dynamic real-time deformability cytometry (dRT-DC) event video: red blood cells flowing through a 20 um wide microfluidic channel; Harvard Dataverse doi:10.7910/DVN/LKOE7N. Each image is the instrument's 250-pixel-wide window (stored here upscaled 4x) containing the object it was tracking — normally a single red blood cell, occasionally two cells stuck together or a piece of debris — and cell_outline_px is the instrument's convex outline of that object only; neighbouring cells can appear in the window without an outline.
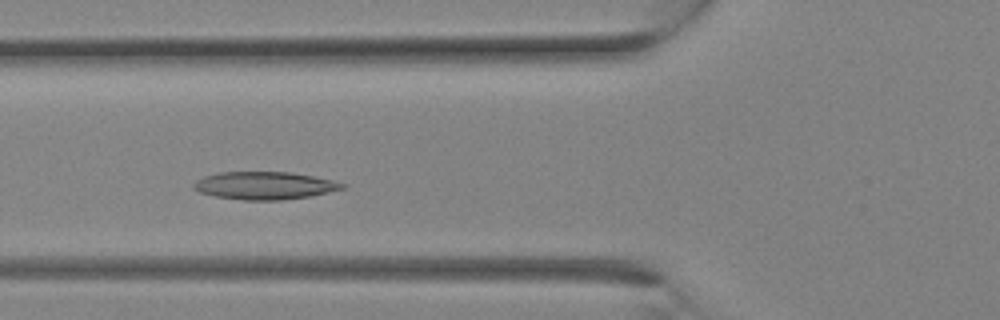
{"species": "Egyptian fruit bat (a non-hibernating species)", "species_latin": "Rousettus aegyptiacus", "temperature_condition": "room temperature", "stored_images_in_passage": 26, "camera_frame_rate_fps": 3000, "um_per_image_px": 0.085, "animal": {"sex": "female"}, "frame": {"image": 1, "passage_image": 7, "time_ms": 2.0, "image_size_px": [1000, 320], "cell_outline_px": [[348, 188], [312, 196], [284, 200], [244, 200], [216, 196], [200, 192], [192, 188], [192, 184], [196, 180], [204, 176], [220, 172], [288, 172], [312, 176], [332, 180], [348, 184]], "centroid_in_image_um": [22.53, 15.78], "position_along_channel_um": 103.3, "area_um2": 24.16}}
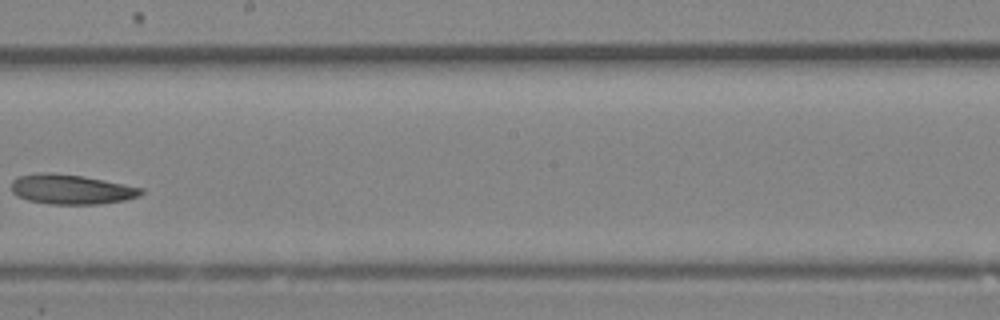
{"frame": {"image": 2, "passage_image": 13, "time_ms": 4.0, "image_size_px": [1000, 320], "cell_outline_px": [[144, 192], [140, 196], [124, 200], [100, 204], [52, 204], [28, 200], [16, 196], [12, 192], [12, 180], [16, 176], [40, 172], [48, 172], [84, 176], [144, 188]], "centroid_in_image_um": [6.04, 16.08], "position_along_channel_um": 242.2, "area_um2": 22.66}}
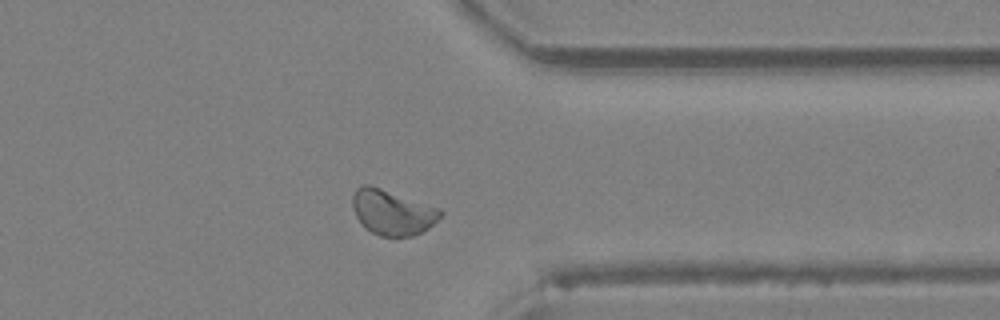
{"frame": {"image": 3, "passage_image": 19, "time_ms": 6.0, "image_size_px": [1000, 320], "cell_outline_px": [[444, 212], [428, 228], [412, 236], [380, 236], [364, 228], [360, 224], [352, 208], [352, 196], [356, 188], [364, 184], [368, 184], [440, 208]], "centroid_in_image_um": [33.31, 18.04], "position_along_channel_um": 378.1, "area_um2": 23.0}}